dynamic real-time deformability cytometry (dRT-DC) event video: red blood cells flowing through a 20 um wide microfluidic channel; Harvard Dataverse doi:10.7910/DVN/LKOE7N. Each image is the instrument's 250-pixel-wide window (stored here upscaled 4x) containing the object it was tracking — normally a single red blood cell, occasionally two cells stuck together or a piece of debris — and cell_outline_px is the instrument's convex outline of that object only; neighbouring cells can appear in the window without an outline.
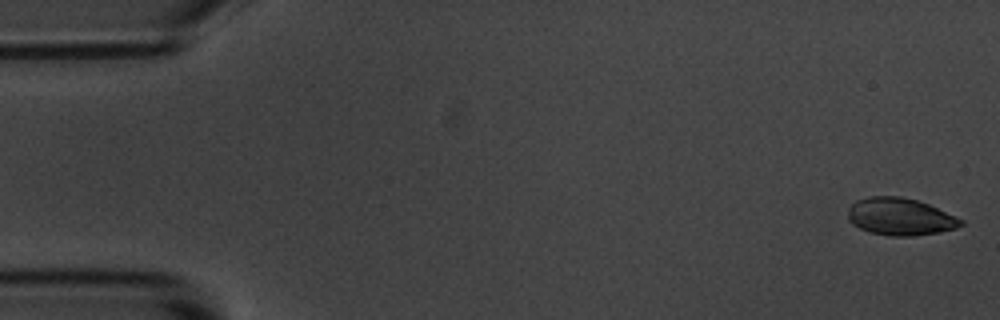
{"species": "common noctule bat (a hibernating species)", "species_latin": "Nyctalus noctula", "temperature_condition": "room temperature", "stored_images_in_passage": 54, "camera_frame_rate_fps": 3000, "um_per_image_px": 0.085, "animal": {"sex": "male", "body_mass_g": 20.1, "forearm_length_mm": 53.5}, "frame": {"image": 1, "passage_image": 1, "time_ms": 0.0, "image_size_px": [1000, 320], "cell_outline_px": [[964, 224], [956, 228], [940, 232], [912, 236], [888, 236], [868, 232], [852, 224], [848, 220], [848, 208], [856, 200], [868, 196], [900, 196], [916, 200], [928, 204], [964, 220]], "centroid_in_image_um": [76.49, 18.42], "position_along_channel_um": 8.5, "area_um2": 24.68}}
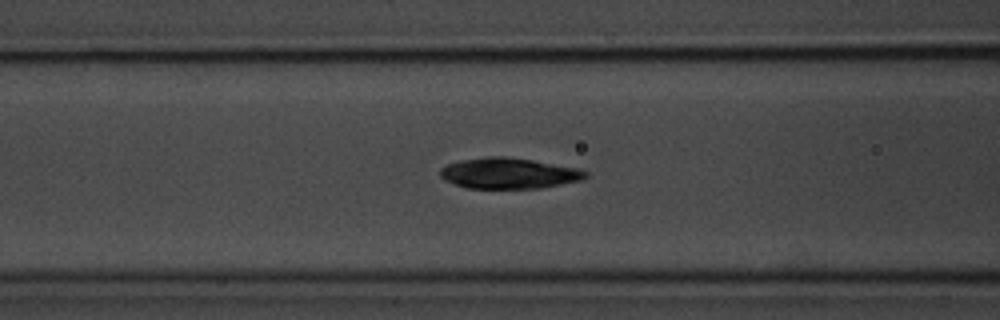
{"frame": {"image": 2, "passage_image": 21, "time_ms": 6.667, "image_size_px": [1000, 320], "cell_outline_px": [[588, 176], [580, 180], [540, 188], [464, 188], [444, 180], [440, 176], [440, 168], [448, 164], [460, 160], [488, 156], [504, 156], [532, 160], [580, 168], [588, 172]], "centroid_in_image_um": [43.23, 14.72], "position_along_channel_um": 123.4, "area_um2": 26.13}}
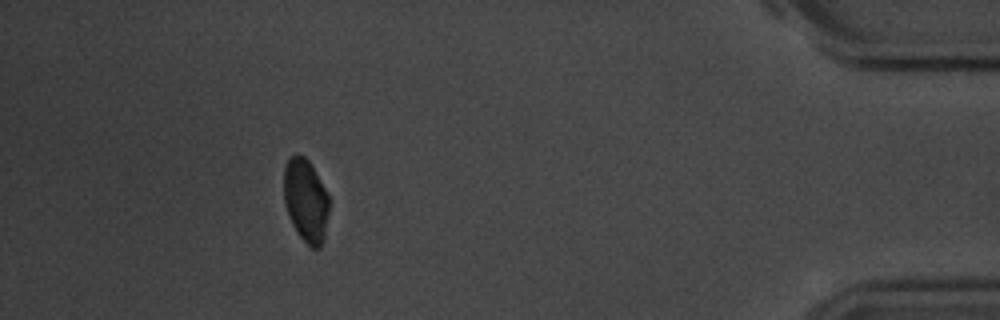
{"frame": {"image": 3, "passage_image": 49, "time_ms": 16.0, "image_size_px": [1000, 320], "cell_outline_px": [[328, 212], [324, 240], [320, 248], [312, 248], [296, 232], [288, 216], [284, 204], [284, 168], [288, 156], [304, 156], [308, 160], [324, 188], [328, 196]], "centroid_in_image_um": [25.97, 17.06], "position_along_channel_um": 409.2, "area_um2": 21.73}, "authors_computed_cell_mechanics": {"area_um2": 25.1719, "velocity_mm_per_s": 3.667, "shape_relaxation_time_tau1_ms": 2.84, "shape_relaxation_time_tau2_ms": 4.1008, "deformation_change_tau1": 0.1063, "deformation_change_tau2": 0.0647}}